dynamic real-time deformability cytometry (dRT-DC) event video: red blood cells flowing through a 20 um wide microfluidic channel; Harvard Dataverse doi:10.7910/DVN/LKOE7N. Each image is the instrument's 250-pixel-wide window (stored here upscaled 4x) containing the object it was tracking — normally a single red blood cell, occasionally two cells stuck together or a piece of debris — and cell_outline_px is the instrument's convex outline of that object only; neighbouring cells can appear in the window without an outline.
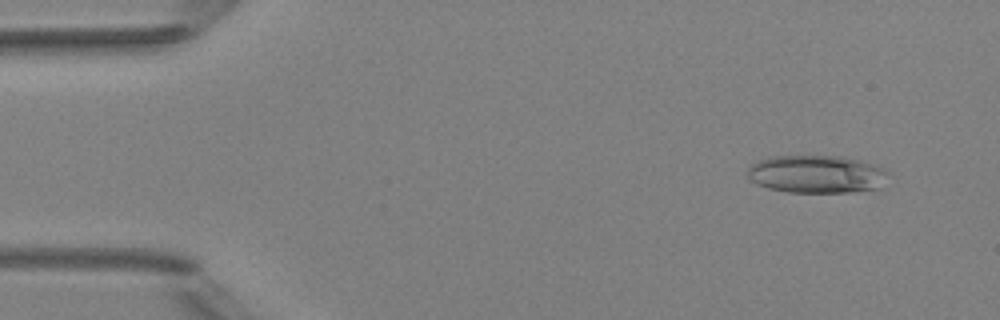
{"species": "Egyptian fruit bat (a non-hibernating species)", "species_latin": "Rousettus aegyptiacus", "temperature_condition": "room temperature", "stored_images_in_passage": 4, "camera_frame_rate_fps": 3000, "um_per_image_px": 0.085, "animal": {"sex": "female"}, "frame": {"image": 1, "passage_image": 2, "time_ms": 1.0, "image_size_px": [1000, 320], "cell_outline_px": [[888, 172], [880, 188], [848, 192], [788, 192], [768, 188], [756, 184], [748, 180], [748, 168], [752, 164], [760, 160], [772, 156], [840, 156], [860, 160], [884, 168]], "centroid_in_image_um": [69.38, 14.8], "position_along_channel_um": 15.6, "area_um2": 30.98}}
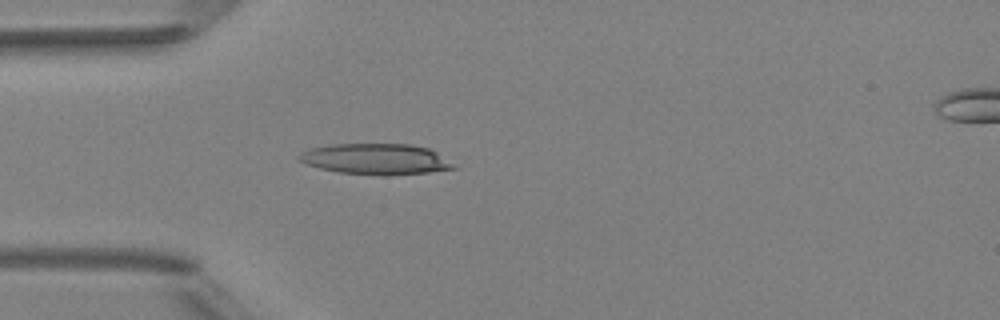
{"frame": {"image": 2, "passage_image": 4, "time_ms": 4.333, "image_size_px": [1000, 320], "cell_outline_px": [[456, 168], [428, 172], [388, 176], [384, 176], [340, 172], [320, 168], [304, 164], [300, 160], [300, 156], [304, 152], [312, 148], [332, 144], [408, 144], [428, 148], [436, 152], [452, 164]], "centroid_in_image_um": [31.94, 13.53], "position_along_channel_um": 53.1, "area_um2": 27.4}}